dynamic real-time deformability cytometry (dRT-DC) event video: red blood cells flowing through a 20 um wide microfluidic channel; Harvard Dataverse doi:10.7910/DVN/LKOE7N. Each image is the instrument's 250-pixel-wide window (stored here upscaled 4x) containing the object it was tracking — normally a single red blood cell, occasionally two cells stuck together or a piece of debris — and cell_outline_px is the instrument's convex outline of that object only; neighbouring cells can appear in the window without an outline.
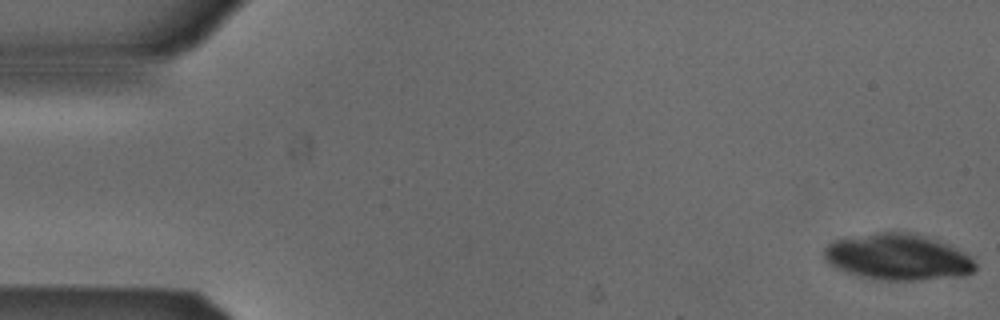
{"species": "Egyptian fruit bat (a non-hibernating species)", "species_latin": "Rousettus aegyptiacus", "temperature_condition": "cold", "stored_images_in_passage": 18, "camera_frame_rate_fps": 3000, "um_per_image_px": 0.085, "animal": {"sex": "male"}, "frame": {"image": 1, "passage_image": 1, "time_ms": 0.0, "image_size_px": [1000, 320], "cell_outline_px": [[976, 268], [972, 272], [964, 276], [920, 280], [872, 280], [856, 276], [836, 268], [824, 260], [824, 248], [832, 240], [884, 232], [908, 232], [924, 236], [948, 244], [968, 256], [976, 264]], "centroid_in_image_um": [76.28, 21.87], "position_along_channel_um": 8.7, "area_um2": 40.63}}